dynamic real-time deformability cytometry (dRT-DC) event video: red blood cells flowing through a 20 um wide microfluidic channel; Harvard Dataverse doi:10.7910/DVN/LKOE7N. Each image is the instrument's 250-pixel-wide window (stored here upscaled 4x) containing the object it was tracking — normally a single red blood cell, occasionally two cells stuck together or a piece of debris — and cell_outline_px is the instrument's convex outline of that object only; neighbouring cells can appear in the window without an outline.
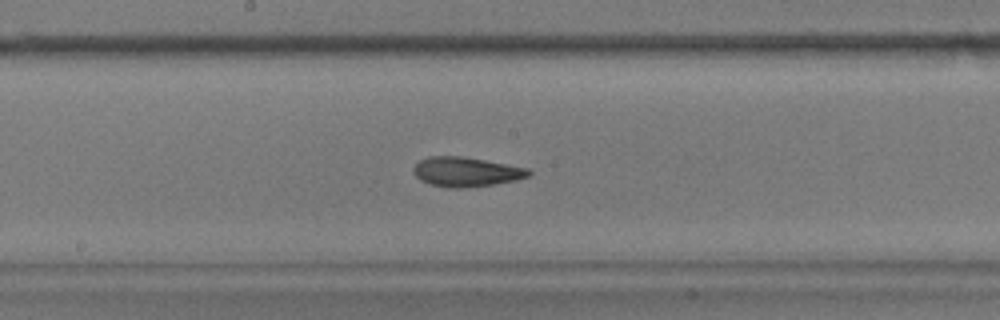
{"species": "common noctule bat (a hibernating species)", "species_latin": "Nyctalus noctula", "temperature_condition": "warm", "stored_images_in_passage": 55, "camera_frame_rate_fps": 3000, "um_per_image_px": 0.085, "animal": {"sex": "male", "body_mass_g": 17.9}, "frame": {"image": 1, "passage_image": 28, "time_ms": 9.0, "image_size_px": [1000, 320], "cell_outline_px": [[532, 172], [528, 176], [516, 180], [492, 184], [460, 188], [448, 188], [428, 184], [420, 180], [412, 172], [412, 168], [420, 160], [428, 156], [460, 156], [484, 160], [528, 168]], "centroid_in_image_um": [39.57, 14.61], "position_along_channel_um": 208.6, "area_um2": 19.77}}
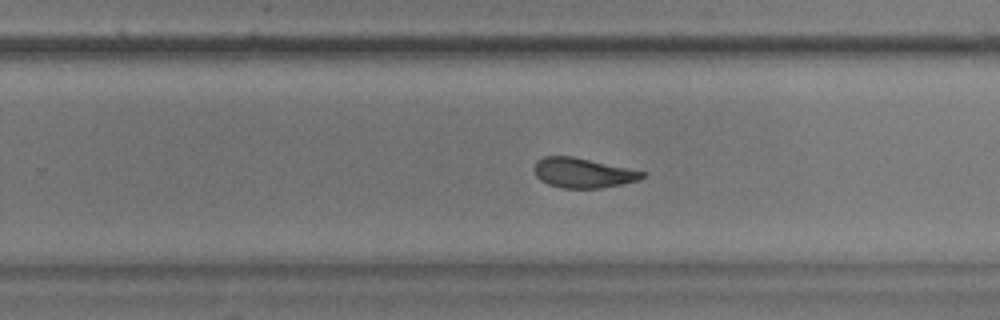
{"frame": {"image": 2, "passage_image": 34, "time_ms": 11.0, "image_size_px": [1000, 320], "cell_outline_px": [[644, 176], [640, 180], [600, 188], [560, 188], [548, 184], [540, 180], [536, 176], [532, 168], [536, 160], [544, 156], [572, 156], [644, 172]], "centroid_in_image_um": [49.46, 14.69], "position_along_channel_um": 280.3, "area_um2": 18.67}}
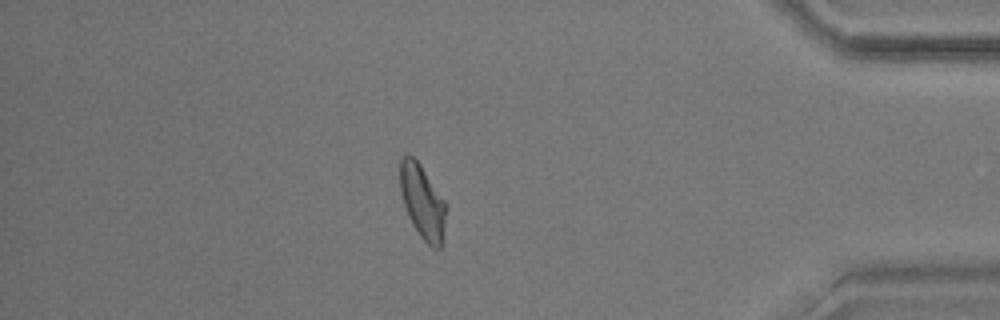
{"frame": {"image": 3, "passage_image": 47, "time_ms": 15.333, "image_size_px": [1000, 320], "cell_outline_px": [[444, 220], [440, 248], [432, 248], [420, 236], [412, 224], [408, 216], [400, 192], [400, 160], [408, 152], [420, 164], [444, 200]], "centroid_in_image_um": [35.86, 17.11], "position_along_channel_um": 399.3, "area_um2": 19.25}, "authors_computed_cell_mechanics": {"area_um2": 20.23, "velocity_mm_per_s": 3.5975, "shape_relaxation_time_tau1_ms": 8.0115, "shape_relaxation_time_tau2_ms": 2.6268, "deformation_change_tau1": 0.1819, "deformation_change_tau2": 0.1046}}